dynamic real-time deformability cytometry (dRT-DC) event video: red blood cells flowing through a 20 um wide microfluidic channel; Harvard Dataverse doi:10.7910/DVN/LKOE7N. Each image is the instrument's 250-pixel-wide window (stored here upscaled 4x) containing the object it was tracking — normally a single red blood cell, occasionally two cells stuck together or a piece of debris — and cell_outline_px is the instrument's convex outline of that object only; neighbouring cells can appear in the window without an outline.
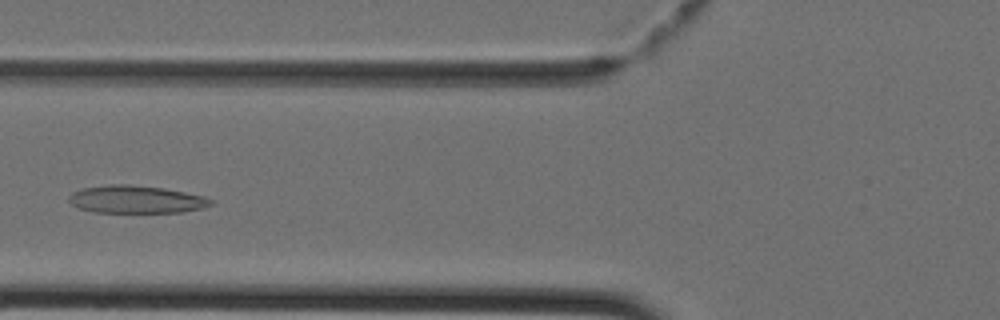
{"species": "Egyptian fruit bat (a non-hibernating species)", "species_latin": "Rousettus aegyptiacus", "temperature_condition": "cold", "stored_images_in_passage": 40, "camera_frame_rate_fps": 3000, "um_per_image_px": 0.085, "animal": {"sex": "female"}, "frame": {"image": 1, "passage_image": 13, "time_ms": 4.0, "image_size_px": [1000, 320], "cell_outline_px": [[212, 204], [204, 208], [180, 212], [92, 212], [80, 208], [72, 204], [68, 200], [68, 196], [72, 192], [84, 188], [108, 184], [132, 184], [164, 188], [204, 196], [212, 200]], "centroid_in_image_um": [11.56, 16.94], "position_along_channel_um": 114.2, "area_um2": 22.89}}
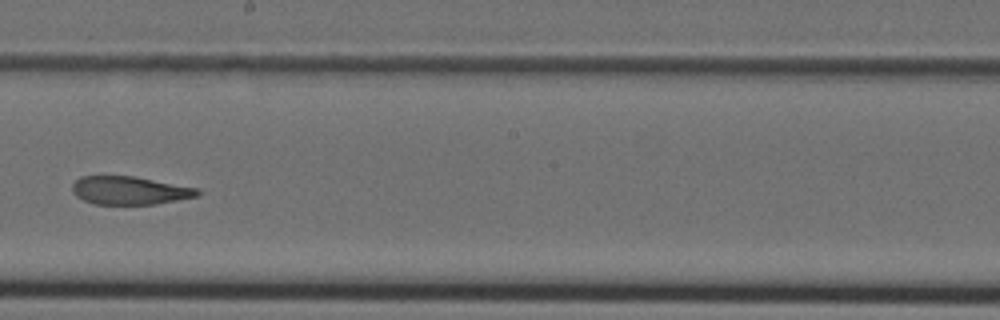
{"frame": {"image": 2, "passage_image": 21, "time_ms": 6.667, "image_size_px": [1000, 320], "cell_outline_px": [[200, 196], [156, 204], [96, 204], [84, 200], [76, 196], [72, 192], [72, 184], [80, 176], [136, 176], [200, 188]], "centroid_in_image_um": [11.07, 16.18], "position_along_channel_um": 237.1, "area_um2": 20.81}}
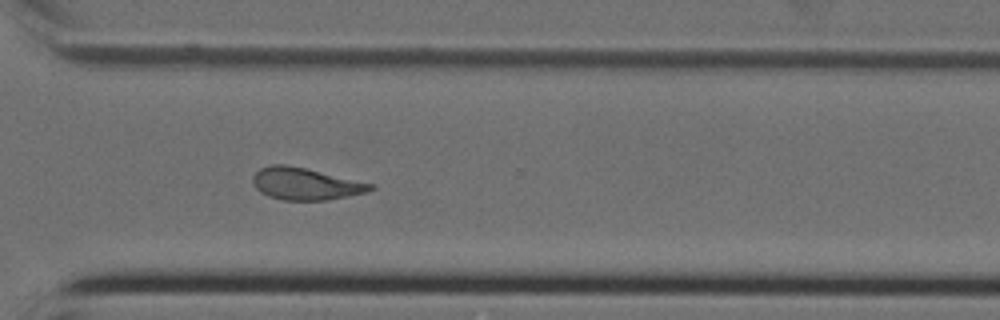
{"frame": {"image": 3, "passage_image": 28, "time_ms": 9.0, "image_size_px": [1000, 320], "cell_outline_px": [[376, 188], [368, 192], [328, 200], [284, 200], [268, 196], [260, 192], [252, 184], [252, 176], [260, 168], [272, 164], [284, 164], [304, 168], [376, 184]], "centroid_in_image_um": [25.98, 15.63], "position_along_channel_um": 344.6, "area_um2": 22.08}}